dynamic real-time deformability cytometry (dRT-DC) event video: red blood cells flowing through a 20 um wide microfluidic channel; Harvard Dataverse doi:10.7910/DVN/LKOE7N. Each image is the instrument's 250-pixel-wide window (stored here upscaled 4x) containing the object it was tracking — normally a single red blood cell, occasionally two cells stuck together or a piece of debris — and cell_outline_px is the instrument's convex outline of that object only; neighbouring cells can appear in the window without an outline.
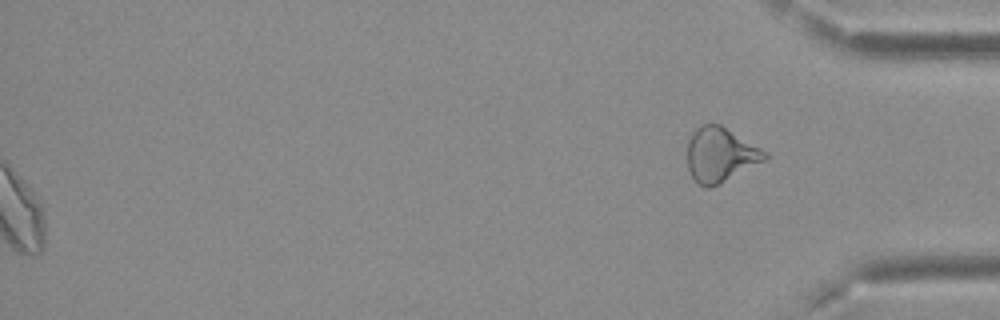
{"species": "Egyptian fruit bat (a non-hibernating species)", "species_latin": "Rousettus aegyptiacus", "temperature_condition": "cold", "stored_images_in_passage": 55, "segment_of_instrument_passage": [2, 2], "camera_frame_rate_fps": 3000, "um_per_image_px": 0.085, "frame": {"image": 1, "passage_image": 55, "time_ms": 18.0, "image_size_px": [1000, 320], "cell_outline_px": [[768, 156], [764, 160], [708, 188], [704, 188], [692, 176], [688, 168], [688, 140], [692, 132], [700, 124], [720, 124], [768, 152]], "centroid_in_image_um": [61.2, 13.11], "position_along_channel_um": 374.0, "area_um2": 24.04}}